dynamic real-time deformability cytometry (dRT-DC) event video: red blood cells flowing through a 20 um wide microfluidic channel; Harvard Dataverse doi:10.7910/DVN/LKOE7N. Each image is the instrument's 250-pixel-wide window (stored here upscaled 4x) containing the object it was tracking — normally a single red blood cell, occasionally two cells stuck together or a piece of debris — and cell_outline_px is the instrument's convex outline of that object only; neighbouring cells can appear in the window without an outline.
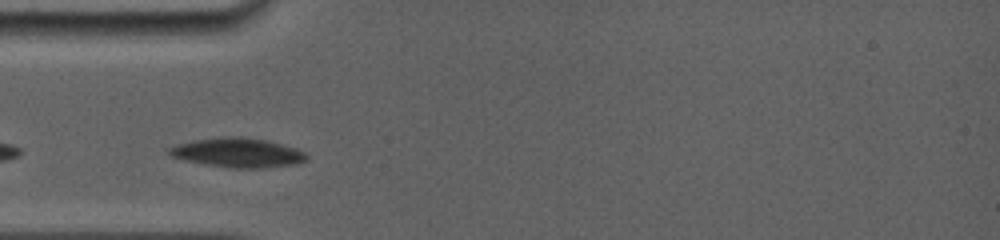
{"species": "common noctule bat (a hibernating species)", "species_latin": "Nyctalus noctula", "temperature_condition": "room temperature", "stored_images_in_passage": 48, "camera_frame_rate_fps": 5000, "um_per_image_px": 0.085, "animal": {"sex": "female", "body_mass_g": 19.0, "forearm_length_mm": 56.7}, "frame": {"image": 1, "passage_image": 1, "time_ms": 0.0, "image_size_px": [1000, 240], "cell_outline_px": [[308, 156], [304, 160], [296, 164], [260, 168], [232, 168], [204, 164], [184, 160], [172, 156], [168, 152], [168, 148], [176, 144], [192, 140], [220, 136], [240, 136], [268, 140], [296, 148], [304, 152]], "centroid_in_image_um": [20.18, 12.96], "position_along_channel_um": 64.8, "area_um2": 23.64}}
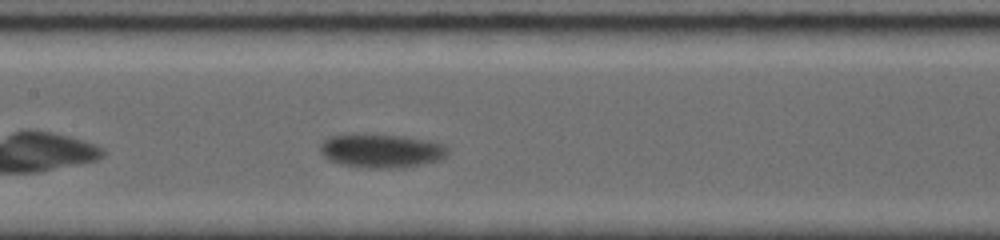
{"frame": {"image": 2, "passage_image": 19, "time_ms": 3.0, "image_size_px": [1000, 240], "cell_outline_px": [[448, 152], [440, 160], [424, 164], [400, 168], [368, 168], [340, 164], [328, 160], [320, 152], [320, 144], [328, 136], [404, 136], [428, 140], [444, 144], [448, 148]], "centroid_in_image_um": [32.44, 12.85], "position_along_channel_um": 175.0, "area_um2": 24.68}}
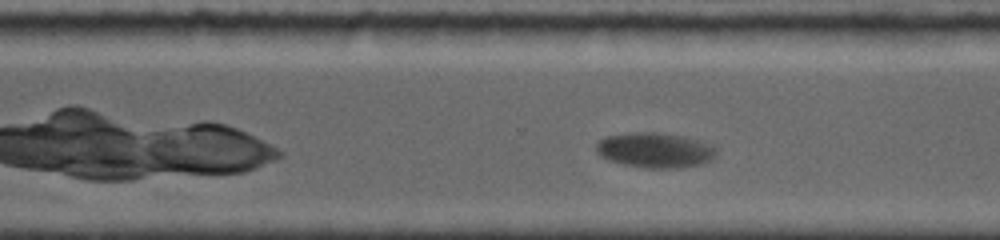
{"frame": {"image": 3, "passage_image": 42, "time_ms": 6.8, "image_size_px": [1000, 240], "cell_outline_px": [[716, 156], [712, 160], [700, 164], [676, 168], [648, 168], [624, 164], [608, 160], [600, 156], [596, 152], [596, 144], [604, 136], [632, 132], [656, 132], [684, 136], [700, 140], [716, 148]], "centroid_in_image_um": [55.66, 12.75], "position_along_channel_um": 314.9, "area_um2": 24.68}}